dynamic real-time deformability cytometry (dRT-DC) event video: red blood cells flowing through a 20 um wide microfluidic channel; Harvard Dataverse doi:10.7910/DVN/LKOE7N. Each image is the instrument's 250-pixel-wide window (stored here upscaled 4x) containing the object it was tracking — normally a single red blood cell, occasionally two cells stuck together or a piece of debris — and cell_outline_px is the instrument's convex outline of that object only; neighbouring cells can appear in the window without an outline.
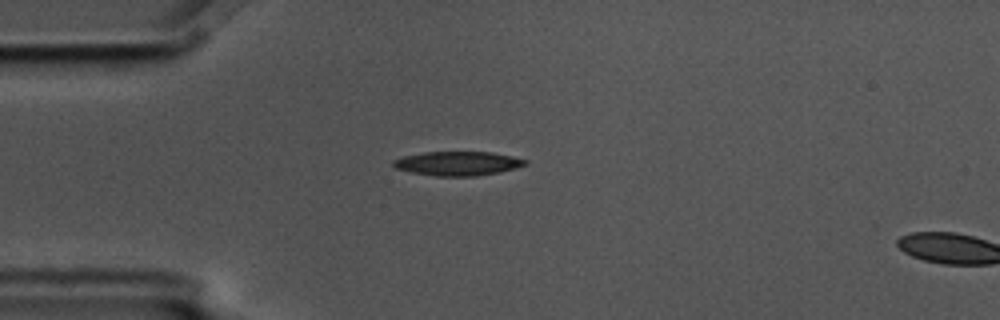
{"species": "common noctule bat (a hibernating species)", "species_latin": "Nyctalus noctula", "temperature_condition": "cold", "stored_images_in_passage": 2, "segment_of_instrument_passage": [1, 2], "camera_frame_rate_fps": 3000, "um_per_image_px": 0.085, "animal": {"sex": "male", "body_mass_g": 17.5, "forearm_length_mm": 52.3}, "frame": {"image": 1, "passage_image": 1, "time_ms": 0.0, "image_size_px": [1000, 320], "cell_outline_px": [[528, 164], [516, 168], [500, 172], [476, 176], [436, 176], [412, 172], [396, 168], [392, 164], [392, 160], [404, 156], [424, 152], [492, 152], [512, 156], [528, 160]], "centroid_in_image_um": [38.94, 13.89], "position_along_channel_um": 46.1, "area_um2": 18.55}}